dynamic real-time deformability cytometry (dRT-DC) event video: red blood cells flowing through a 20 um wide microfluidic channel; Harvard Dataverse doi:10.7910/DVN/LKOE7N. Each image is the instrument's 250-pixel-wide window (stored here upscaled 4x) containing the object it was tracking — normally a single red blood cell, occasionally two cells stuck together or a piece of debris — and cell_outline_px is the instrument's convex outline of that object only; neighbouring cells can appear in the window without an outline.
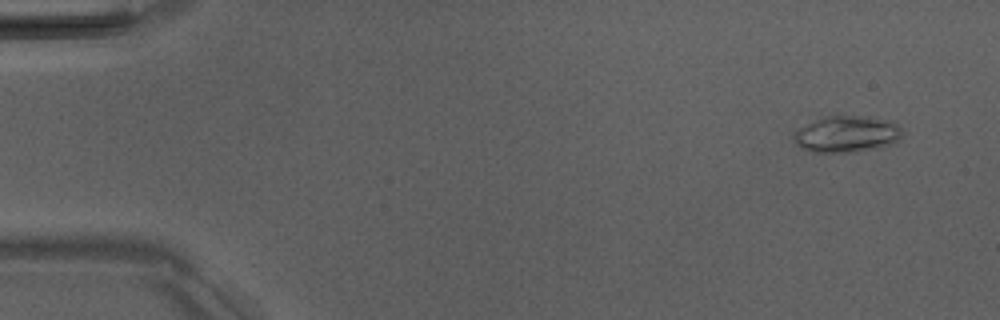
{"species": "Egyptian fruit bat (a non-hibernating species)", "species_latin": "Rousettus aegyptiacus", "temperature_condition": "room temperature", "stored_images_in_passage": 7, "camera_frame_rate_fps": 3000, "um_per_image_px": 0.085, "animal": {"sex": "male"}, "frame": {"image": 1, "passage_image": 1, "time_ms": 0.0, "image_size_px": [1000, 320], "cell_outline_px": [[904, 132], [896, 140], [888, 144], [848, 152], [816, 152], [800, 148], [796, 144], [792, 132], [820, 116], [868, 116], [896, 120]], "centroid_in_image_um": [71.95, 11.35], "position_along_channel_um": 13.0, "area_um2": 23.06}}